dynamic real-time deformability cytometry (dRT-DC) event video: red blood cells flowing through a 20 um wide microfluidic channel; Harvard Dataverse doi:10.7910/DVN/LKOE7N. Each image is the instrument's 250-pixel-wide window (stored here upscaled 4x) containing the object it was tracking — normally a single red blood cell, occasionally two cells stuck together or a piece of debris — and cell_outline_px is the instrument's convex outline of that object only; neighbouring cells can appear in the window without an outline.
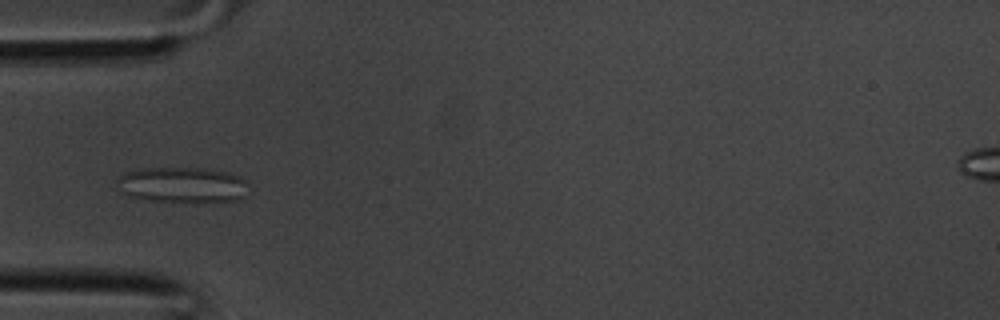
{"species": "common noctule bat (a hibernating species)", "species_latin": "Nyctalus noctula", "temperature_condition": "room temperature", "stored_images_in_passage": 32, "camera_frame_rate_fps": 3000, "um_per_image_px": 0.085, "animal": {"sex": "male", "body_mass_g": 20.1, "forearm_length_mm": 53.5}, "frame": {"image": 1, "passage_image": 6, "time_ms": 1.667, "image_size_px": [1000, 320], "cell_outline_px": [[248, 196], [240, 200], [204, 204], [192, 204], [148, 200], [128, 196], [120, 192], [116, 180], [124, 172], [140, 168], [204, 168], [228, 172], [240, 176], [244, 180]], "centroid_in_image_um": [15.53, 15.76], "position_along_channel_um": 69.5, "area_um2": 28.44}}
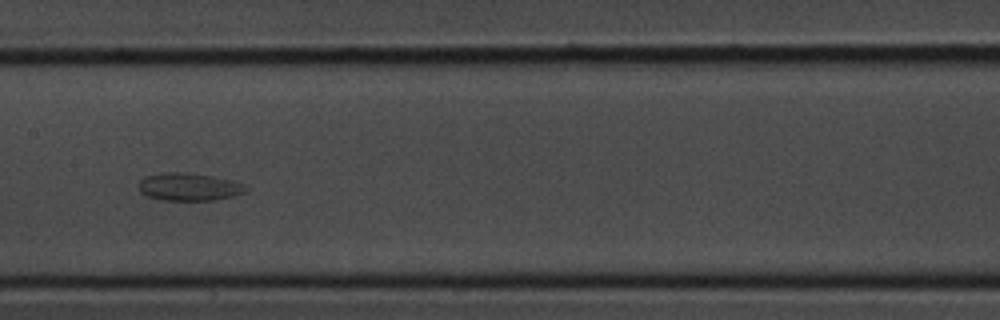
{"frame": {"image": 2, "passage_image": 13, "time_ms": 4.0, "image_size_px": [1000, 320], "cell_outline_px": [[248, 192], [216, 200], [160, 200], [148, 196], [140, 192], [136, 184], [144, 176], [168, 172], [184, 172], [212, 176], [232, 180], [244, 184], [248, 188]], "centroid_in_image_um": [16.06, 15.88], "position_along_channel_um": 191.3, "area_um2": 17.51}}
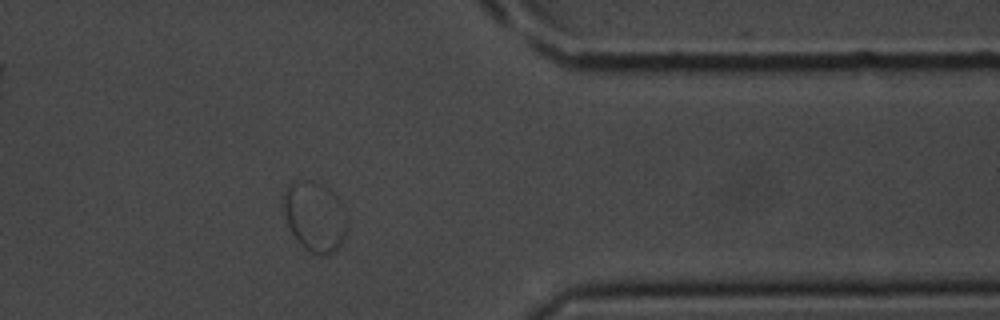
{"frame": {"image": 3, "passage_image": 25, "time_ms": 8.0, "image_size_px": [1000, 320], "cell_outline_px": [[348, 228], [340, 244], [332, 252], [324, 256], [320, 256], [304, 248], [300, 244], [292, 232], [288, 224], [284, 212], [284, 192], [296, 180], [312, 180], [324, 184], [340, 200], [348, 216]], "centroid_in_image_um": [26.8, 18.39], "position_along_channel_um": 384.6, "area_um2": 26.01}}